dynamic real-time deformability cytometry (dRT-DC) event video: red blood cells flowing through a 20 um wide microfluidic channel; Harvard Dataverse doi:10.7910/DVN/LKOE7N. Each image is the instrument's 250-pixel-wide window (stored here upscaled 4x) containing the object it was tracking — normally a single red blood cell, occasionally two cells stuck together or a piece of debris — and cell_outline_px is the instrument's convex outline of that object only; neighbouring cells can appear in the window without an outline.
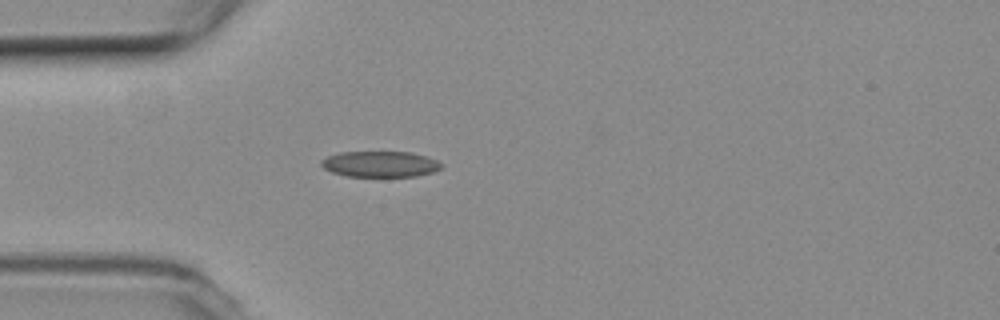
{"species": "common noctule bat (a hibernating species)", "species_latin": "Nyctalus noctula", "temperature_condition": "room temperature", "stored_images_in_passage": 20, "camera_frame_rate_fps": 3000, "um_per_image_px": 0.085, "animal": {"sex": "female", "body_mass_g": 19.3, "forearm_length_mm": 54.1}, "frame": {"image": 1, "passage_image": 7, "time_ms": 2.0, "image_size_px": [1000, 320], "cell_outline_px": [[444, 164], [440, 168], [432, 172], [416, 176], [344, 176], [332, 172], [324, 168], [320, 164], [320, 160], [328, 156], [340, 152], [412, 152], [436, 160]], "centroid_in_image_um": [32.29, 13.94], "position_along_channel_um": 52.7, "area_um2": 18.03}}
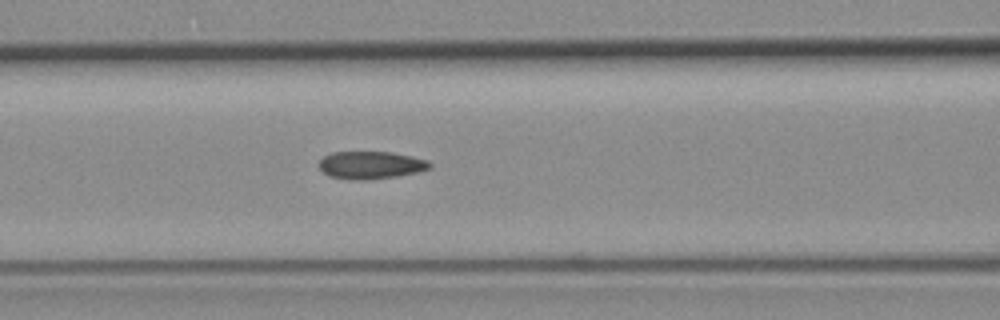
{"frame": {"image": 2, "passage_image": 14, "time_ms": 4.333, "image_size_px": [1000, 320], "cell_outline_px": [[432, 168], [420, 172], [396, 176], [368, 180], [352, 180], [328, 176], [320, 168], [320, 160], [324, 156], [332, 152], [392, 152], [412, 156], [428, 160], [432, 164]], "centroid_in_image_um": [31.56, 14.03], "position_along_channel_um": 135.0, "area_um2": 17.98}}
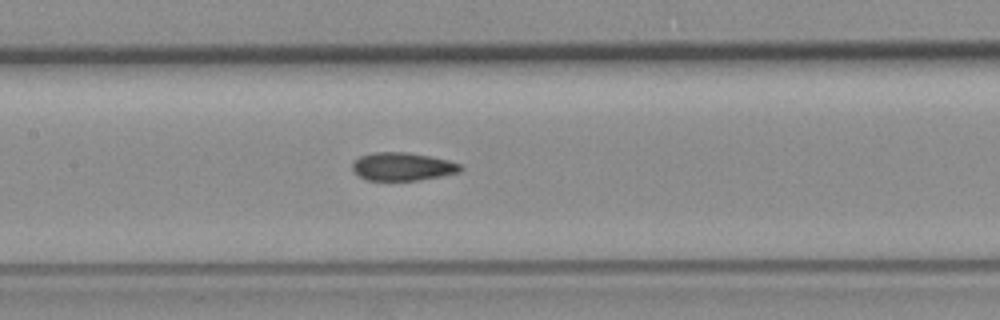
{"frame": {"image": 3, "passage_image": 17, "time_ms": 5.333, "image_size_px": [1000, 320], "cell_outline_px": [[464, 168], [460, 172], [440, 176], [416, 180], [364, 180], [352, 168], [352, 164], [360, 156], [372, 152], [404, 152], [428, 156], [448, 160], [460, 164]], "centroid_in_image_um": [34.22, 14.16], "position_along_channel_um": 173.2, "area_um2": 17.51}}